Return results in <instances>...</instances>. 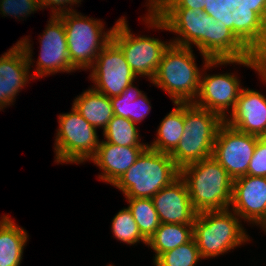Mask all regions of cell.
I'll list each match as a JSON object with an SVG mask.
<instances>
[{
  "mask_svg": "<svg viewBox=\"0 0 266 266\" xmlns=\"http://www.w3.org/2000/svg\"><path fill=\"white\" fill-rule=\"evenodd\" d=\"M28 37L20 38L0 57V111L14 105L17 94L29 84L30 77L33 79L30 74L31 65L34 66L33 44Z\"/></svg>",
  "mask_w": 266,
  "mask_h": 266,
  "instance_id": "12",
  "label": "cell"
},
{
  "mask_svg": "<svg viewBox=\"0 0 266 266\" xmlns=\"http://www.w3.org/2000/svg\"><path fill=\"white\" fill-rule=\"evenodd\" d=\"M174 105L159 123L156 138L148 144L150 149L170 154L177 147L184 133V103Z\"/></svg>",
  "mask_w": 266,
  "mask_h": 266,
  "instance_id": "23",
  "label": "cell"
},
{
  "mask_svg": "<svg viewBox=\"0 0 266 266\" xmlns=\"http://www.w3.org/2000/svg\"><path fill=\"white\" fill-rule=\"evenodd\" d=\"M229 208L244 222L261 226L266 220V177L246 175L233 180Z\"/></svg>",
  "mask_w": 266,
  "mask_h": 266,
  "instance_id": "15",
  "label": "cell"
},
{
  "mask_svg": "<svg viewBox=\"0 0 266 266\" xmlns=\"http://www.w3.org/2000/svg\"><path fill=\"white\" fill-rule=\"evenodd\" d=\"M42 10L39 0H0V14L21 19Z\"/></svg>",
  "mask_w": 266,
  "mask_h": 266,
  "instance_id": "30",
  "label": "cell"
},
{
  "mask_svg": "<svg viewBox=\"0 0 266 266\" xmlns=\"http://www.w3.org/2000/svg\"><path fill=\"white\" fill-rule=\"evenodd\" d=\"M143 92L131 83L122 94L110 98L114 115L131 121L132 102L142 95Z\"/></svg>",
  "mask_w": 266,
  "mask_h": 266,
  "instance_id": "31",
  "label": "cell"
},
{
  "mask_svg": "<svg viewBox=\"0 0 266 266\" xmlns=\"http://www.w3.org/2000/svg\"><path fill=\"white\" fill-rule=\"evenodd\" d=\"M72 105L96 129L104 130L114 116L111 99L92 87L77 95Z\"/></svg>",
  "mask_w": 266,
  "mask_h": 266,
  "instance_id": "21",
  "label": "cell"
},
{
  "mask_svg": "<svg viewBox=\"0 0 266 266\" xmlns=\"http://www.w3.org/2000/svg\"><path fill=\"white\" fill-rule=\"evenodd\" d=\"M242 219L230 208L197 213L193 237L202 259L224 255L251 241Z\"/></svg>",
  "mask_w": 266,
  "mask_h": 266,
  "instance_id": "3",
  "label": "cell"
},
{
  "mask_svg": "<svg viewBox=\"0 0 266 266\" xmlns=\"http://www.w3.org/2000/svg\"><path fill=\"white\" fill-rule=\"evenodd\" d=\"M148 16H158L164 8L165 0H147Z\"/></svg>",
  "mask_w": 266,
  "mask_h": 266,
  "instance_id": "37",
  "label": "cell"
},
{
  "mask_svg": "<svg viewBox=\"0 0 266 266\" xmlns=\"http://www.w3.org/2000/svg\"><path fill=\"white\" fill-rule=\"evenodd\" d=\"M202 259L194 237L187 243L162 253L154 266H196Z\"/></svg>",
  "mask_w": 266,
  "mask_h": 266,
  "instance_id": "28",
  "label": "cell"
},
{
  "mask_svg": "<svg viewBox=\"0 0 266 266\" xmlns=\"http://www.w3.org/2000/svg\"><path fill=\"white\" fill-rule=\"evenodd\" d=\"M258 76H260V80L266 84V64L257 72Z\"/></svg>",
  "mask_w": 266,
  "mask_h": 266,
  "instance_id": "38",
  "label": "cell"
},
{
  "mask_svg": "<svg viewBox=\"0 0 266 266\" xmlns=\"http://www.w3.org/2000/svg\"><path fill=\"white\" fill-rule=\"evenodd\" d=\"M203 60L202 67L204 70L201 73L200 88L193 104L218 114L225 121L229 114L234 111L242 91L240 77L230 72L211 75L205 71L222 65L237 64L251 68L257 73L266 64V60L256 54L236 60H210L209 58Z\"/></svg>",
  "mask_w": 266,
  "mask_h": 266,
  "instance_id": "1",
  "label": "cell"
},
{
  "mask_svg": "<svg viewBox=\"0 0 266 266\" xmlns=\"http://www.w3.org/2000/svg\"><path fill=\"white\" fill-rule=\"evenodd\" d=\"M225 122L240 132L266 137V96L252 88H242L235 109Z\"/></svg>",
  "mask_w": 266,
  "mask_h": 266,
  "instance_id": "17",
  "label": "cell"
},
{
  "mask_svg": "<svg viewBox=\"0 0 266 266\" xmlns=\"http://www.w3.org/2000/svg\"><path fill=\"white\" fill-rule=\"evenodd\" d=\"M126 200L140 233L148 241L160 225L152 198H126Z\"/></svg>",
  "mask_w": 266,
  "mask_h": 266,
  "instance_id": "26",
  "label": "cell"
},
{
  "mask_svg": "<svg viewBox=\"0 0 266 266\" xmlns=\"http://www.w3.org/2000/svg\"><path fill=\"white\" fill-rule=\"evenodd\" d=\"M58 16L64 23L73 69H90L100 51L111 41L114 26L105 31L103 21L84 16L76 10Z\"/></svg>",
  "mask_w": 266,
  "mask_h": 266,
  "instance_id": "8",
  "label": "cell"
},
{
  "mask_svg": "<svg viewBox=\"0 0 266 266\" xmlns=\"http://www.w3.org/2000/svg\"><path fill=\"white\" fill-rule=\"evenodd\" d=\"M151 109V102L149 101L147 95L143 93L134 102H132L131 122L137 125L146 118Z\"/></svg>",
  "mask_w": 266,
  "mask_h": 266,
  "instance_id": "33",
  "label": "cell"
},
{
  "mask_svg": "<svg viewBox=\"0 0 266 266\" xmlns=\"http://www.w3.org/2000/svg\"><path fill=\"white\" fill-rule=\"evenodd\" d=\"M120 17L114 24L111 40L121 49L132 72L151 81L158 69L164 51L172 43L147 35L133 34L126 21Z\"/></svg>",
  "mask_w": 266,
  "mask_h": 266,
  "instance_id": "10",
  "label": "cell"
},
{
  "mask_svg": "<svg viewBox=\"0 0 266 266\" xmlns=\"http://www.w3.org/2000/svg\"><path fill=\"white\" fill-rule=\"evenodd\" d=\"M47 22L43 35L39 36L40 53L38 60L35 61L36 69H33L35 71L32 73L34 80L61 72L75 71L69 58L62 19L59 16L50 15V20Z\"/></svg>",
  "mask_w": 266,
  "mask_h": 266,
  "instance_id": "14",
  "label": "cell"
},
{
  "mask_svg": "<svg viewBox=\"0 0 266 266\" xmlns=\"http://www.w3.org/2000/svg\"><path fill=\"white\" fill-rule=\"evenodd\" d=\"M138 126L129 119L113 116L108 122L107 127L102 131L104 141L119 145L131 147H148V143H141Z\"/></svg>",
  "mask_w": 266,
  "mask_h": 266,
  "instance_id": "25",
  "label": "cell"
},
{
  "mask_svg": "<svg viewBox=\"0 0 266 266\" xmlns=\"http://www.w3.org/2000/svg\"><path fill=\"white\" fill-rule=\"evenodd\" d=\"M160 223L193 224L197 212L192 206L185 180L179 176L152 197Z\"/></svg>",
  "mask_w": 266,
  "mask_h": 266,
  "instance_id": "16",
  "label": "cell"
},
{
  "mask_svg": "<svg viewBox=\"0 0 266 266\" xmlns=\"http://www.w3.org/2000/svg\"><path fill=\"white\" fill-rule=\"evenodd\" d=\"M0 218V266H20L29 235L9 214Z\"/></svg>",
  "mask_w": 266,
  "mask_h": 266,
  "instance_id": "20",
  "label": "cell"
},
{
  "mask_svg": "<svg viewBox=\"0 0 266 266\" xmlns=\"http://www.w3.org/2000/svg\"><path fill=\"white\" fill-rule=\"evenodd\" d=\"M147 147L119 146L102 139L94 156L89 160L102 172L98 178L113 185L136 162Z\"/></svg>",
  "mask_w": 266,
  "mask_h": 266,
  "instance_id": "18",
  "label": "cell"
},
{
  "mask_svg": "<svg viewBox=\"0 0 266 266\" xmlns=\"http://www.w3.org/2000/svg\"><path fill=\"white\" fill-rule=\"evenodd\" d=\"M206 0H165L164 8H190L195 11L204 10Z\"/></svg>",
  "mask_w": 266,
  "mask_h": 266,
  "instance_id": "35",
  "label": "cell"
},
{
  "mask_svg": "<svg viewBox=\"0 0 266 266\" xmlns=\"http://www.w3.org/2000/svg\"><path fill=\"white\" fill-rule=\"evenodd\" d=\"M111 230L114 238L122 243L134 245L142 242L147 246V240L140 233L128 207L122 208L114 216L111 222Z\"/></svg>",
  "mask_w": 266,
  "mask_h": 266,
  "instance_id": "27",
  "label": "cell"
},
{
  "mask_svg": "<svg viewBox=\"0 0 266 266\" xmlns=\"http://www.w3.org/2000/svg\"><path fill=\"white\" fill-rule=\"evenodd\" d=\"M89 70V79L94 83L91 87L109 98L122 94L137 79L123 52L112 40L100 51Z\"/></svg>",
  "mask_w": 266,
  "mask_h": 266,
  "instance_id": "11",
  "label": "cell"
},
{
  "mask_svg": "<svg viewBox=\"0 0 266 266\" xmlns=\"http://www.w3.org/2000/svg\"><path fill=\"white\" fill-rule=\"evenodd\" d=\"M239 5L238 0H206L204 12L232 31V10Z\"/></svg>",
  "mask_w": 266,
  "mask_h": 266,
  "instance_id": "29",
  "label": "cell"
},
{
  "mask_svg": "<svg viewBox=\"0 0 266 266\" xmlns=\"http://www.w3.org/2000/svg\"><path fill=\"white\" fill-rule=\"evenodd\" d=\"M179 176L180 169L168 153L147 147L112 186L125 198H152Z\"/></svg>",
  "mask_w": 266,
  "mask_h": 266,
  "instance_id": "5",
  "label": "cell"
},
{
  "mask_svg": "<svg viewBox=\"0 0 266 266\" xmlns=\"http://www.w3.org/2000/svg\"><path fill=\"white\" fill-rule=\"evenodd\" d=\"M193 238V224L160 223L154 234L148 239L155 256L153 262L164 252L172 250Z\"/></svg>",
  "mask_w": 266,
  "mask_h": 266,
  "instance_id": "24",
  "label": "cell"
},
{
  "mask_svg": "<svg viewBox=\"0 0 266 266\" xmlns=\"http://www.w3.org/2000/svg\"><path fill=\"white\" fill-rule=\"evenodd\" d=\"M259 138L231 128L224 122L218 129L212 157L233 180L246 176Z\"/></svg>",
  "mask_w": 266,
  "mask_h": 266,
  "instance_id": "13",
  "label": "cell"
},
{
  "mask_svg": "<svg viewBox=\"0 0 266 266\" xmlns=\"http://www.w3.org/2000/svg\"><path fill=\"white\" fill-rule=\"evenodd\" d=\"M247 175L266 177V137L257 140L254 154L247 169Z\"/></svg>",
  "mask_w": 266,
  "mask_h": 266,
  "instance_id": "32",
  "label": "cell"
},
{
  "mask_svg": "<svg viewBox=\"0 0 266 266\" xmlns=\"http://www.w3.org/2000/svg\"><path fill=\"white\" fill-rule=\"evenodd\" d=\"M54 143L55 162L80 164L89 161L100 144L97 129L72 105L71 111L58 116Z\"/></svg>",
  "mask_w": 266,
  "mask_h": 266,
  "instance_id": "9",
  "label": "cell"
},
{
  "mask_svg": "<svg viewBox=\"0 0 266 266\" xmlns=\"http://www.w3.org/2000/svg\"><path fill=\"white\" fill-rule=\"evenodd\" d=\"M180 176L197 213L230 207L233 179L212 156L183 167Z\"/></svg>",
  "mask_w": 266,
  "mask_h": 266,
  "instance_id": "2",
  "label": "cell"
},
{
  "mask_svg": "<svg viewBox=\"0 0 266 266\" xmlns=\"http://www.w3.org/2000/svg\"><path fill=\"white\" fill-rule=\"evenodd\" d=\"M253 53L220 21L212 22L211 60H236Z\"/></svg>",
  "mask_w": 266,
  "mask_h": 266,
  "instance_id": "22",
  "label": "cell"
},
{
  "mask_svg": "<svg viewBox=\"0 0 266 266\" xmlns=\"http://www.w3.org/2000/svg\"><path fill=\"white\" fill-rule=\"evenodd\" d=\"M232 32L253 53L266 60V22L247 6L232 10Z\"/></svg>",
  "mask_w": 266,
  "mask_h": 266,
  "instance_id": "19",
  "label": "cell"
},
{
  "mask_svg": "<svg viewBox=\"0 0 266 266\" xmlns=\"http://www.w3.org/2000/svg\"><path fill=\"white\" fill-rule=\"evenodd\" d=\"M224 122L214 112L184 103V133L169 154L180 170L212 156L218 129Z\"/></svg>",
  "mask_w": 266,
  "mask_h": 266,
  "instance_id": "6",
  "label": "cell"
},
{
  "mask_svg": "<svg viewBox=\"0 0 266 266\" xmlns=\"http://www.w3.org/2000/svg\"><path fill=\"white\" fill-rule=\"evenodd\" d=\"M193 48L170 44L150 81L164 90L173 103H193L203 68L197 67Z\"/></svg>",
  "mask_w": 266,
  "mask_h": 266,
  "instance_id": "4",
  "label": "cell"
},
{
  "mask_svg": "<svg viewBox=\"0 0 266 266\" xmlns=\"http://www.w3.org/2000/svg\"><path fill=\"white\" fill-rule=\"evenodd\" d=\"M82 0H39L40 6L43 9L48 7L51 9V15L58 16L62 13L75 11L72 9V5L76 6L79 3L81 4ZM67 3V4H66ZM69 4V7H67Z\"/></svg>",
  "mask_w": 266,
  "mask_h": 266,
  "instance_id": "34",
  "label": "cell"
},
{
  "mask_svg": "<svg viewBox=\"0 0 266 266\" xmlns=\"http://www.w3.org/2000/svg\"><path fill=\"white\" fill-rule=\"evenodd\" d=\"M240 6L250 7L266 22V0H238Z\"/></svg>",
  "mask_w": 266,
  "mask_h": 266,
  "instance_id": "36",
  "label": "cell"
},
{
  "mask_svg": "<svg viewBox=\"0 0 266 266\" xmlns=\"http://www.w3.org/2000/svg\"><path fill=\"white\" fill-rule=\"evenodd\" d=\"M151 29L176 33L172 44L184 47L196 46L202 58L211 60V30L215 20L204 10L190 8H163L158 16L143 17ZM193 45V46H192Z\"/></svg>",
  "mask_w": 266,
  "mask_h": 266,
  "instance_id": "7",
  "label": "cell"
},
{
  "mask_svg": "<svg viewBox=\"0 0 266 266\" xmlns=\"http://www.w3.org/2000/svg\"><path fill=\"white\" fill-rule=\"evenodd\" d=\"M261 229H263V231L266 233V220L264 221V223L260 226Z\"/></svg>",
  "mask_w": 266,
  "mask_h": 266,
  "instance_id": "39",
  "label": "cell"
}]
</instances>
